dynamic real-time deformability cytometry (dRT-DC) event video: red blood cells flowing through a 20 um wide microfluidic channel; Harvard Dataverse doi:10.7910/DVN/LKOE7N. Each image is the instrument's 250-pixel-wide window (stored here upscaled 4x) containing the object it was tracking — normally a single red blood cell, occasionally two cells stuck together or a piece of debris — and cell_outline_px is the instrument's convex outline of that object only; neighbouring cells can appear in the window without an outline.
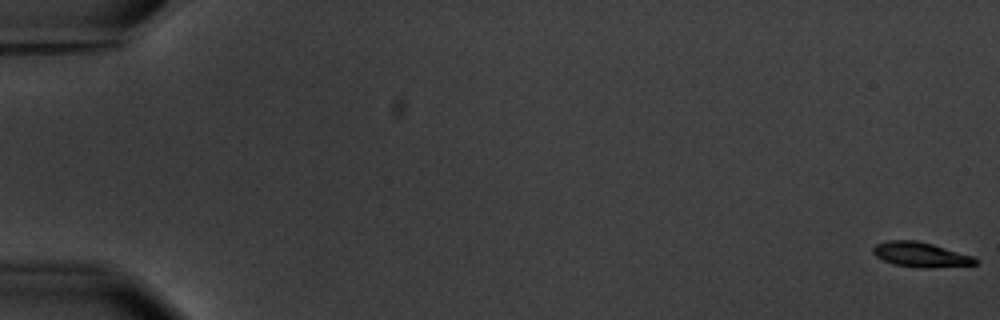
{"species": "common noctule bat (a hibernating species)", "species_latin": "Nyctalus noctula", "temperature_condition": "warm", "stored_images_in_passage": 7, "segment_of_instrument_passage": [1, 2], "camera_frame_rate_fps": 3000, "um_per_image_px": 0.085, "animal": {"sex": "male", "body_mass_g": 20.1, "forearm_length_mm": 53.5}, "frame": {"image": 1, "passage_image": 1, "time_ms": 0.0, "image_size_px": [1000, 320], "cell_outline_px": [[976, 264], [932, 268], [924, 268], [892, 264], [876, 256], [872, 252], [872, 248], [876, 244], [888, 240], [916, 240], [932, 244], [972, 256], [976, 260]], "centroid_in_image_um": [78.2, 21.64], "position_along_channel_um": 6.8, "area_um2": 14.62}}
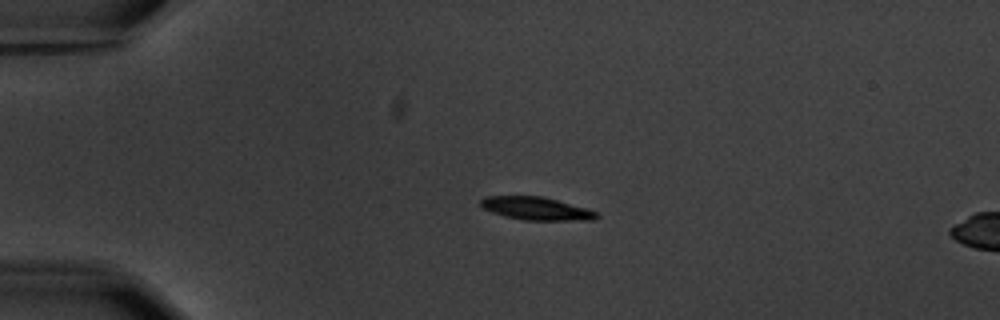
{"frame": {"image": 2, "passage_image": 5, "time_ms": 4.667, "image_size_px": [1000, 320], "cell_outline_px": [[600, 216], [592, 220], [524, 220], [504, 216], [492, 212], [484, 208], [480, 204], [480, 200], [484, 196], [540, 196], [588, 208], [596, 212]], "centroid_in_image_um": [45.58, 17.72], "position_along_channel_um": 39.4, "area_um2": 15.43}}